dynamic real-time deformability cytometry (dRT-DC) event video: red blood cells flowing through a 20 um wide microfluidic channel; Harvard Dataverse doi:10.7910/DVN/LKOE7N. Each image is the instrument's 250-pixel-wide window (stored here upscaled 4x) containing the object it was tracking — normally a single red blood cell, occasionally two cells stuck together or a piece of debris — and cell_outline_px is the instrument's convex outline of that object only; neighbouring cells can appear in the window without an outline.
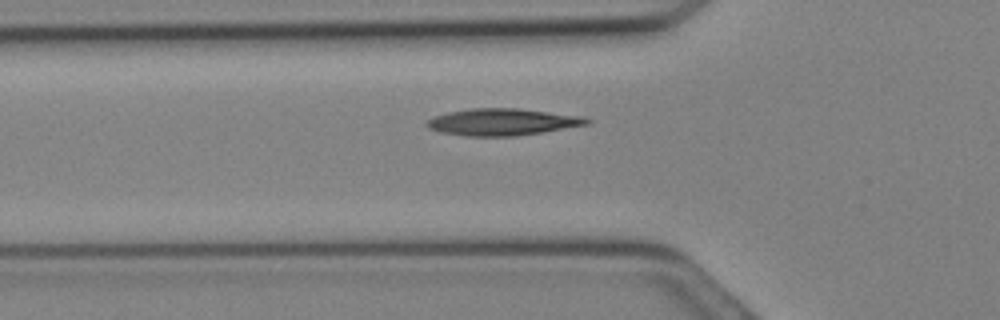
{"species": "Egyptian fruit bat (a non-hibernating species)", "species_latin": "Rousettus aegyptiacus", "temperature_condition": "cold", "stored_images_in_passage": 12, "camera_frame_rate_fps": 3000, "um_per_image_px": 0.085, "animal": {"sex": "female"}, "frame": {"image": 1, "passage_image": 2, "time_ms": 0.333, "image_size_px": [1000, 320], "cell_outline_px": [[592, 120], [588, 124], [544, 132], [516, 136], [464, 136], [440, 132], [428, 128], [424, 124], [432, 116], [448, 112], [472, 108], [520, 108], [584, 116]], "centroid_in_image_um": [42.7, 10.36], "position_along_channel_um": 83.1, "area_um2": 25.32}}
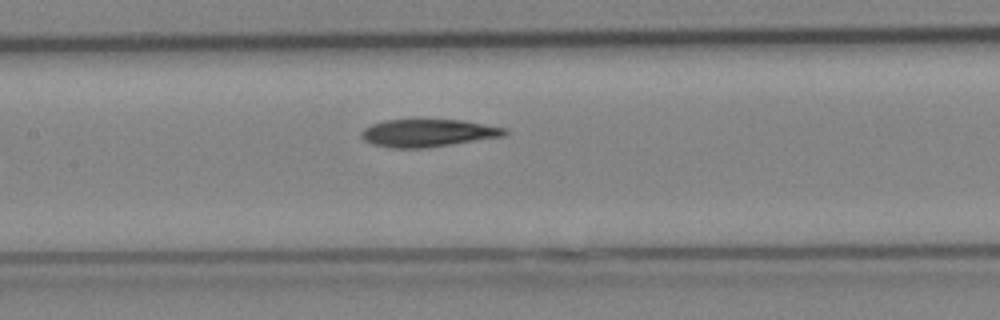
{"frame": {"image": 2, "passage_image": 6, "time_ms": 1.667, "image_size_px": [1000, 320], "cell_outline_px": [[508, 132], [504, 136], [424, 148], [388, 148], [372, 144], [364, 140], [360, 136], [360, 132], [364, 128], [372, 124], [384, 120], [464, 120], [508, 128]], "centroid_in_image_um": [36.36, 11.3], "position_along_channel_um": 171.0, "area_um2": 23.12}}
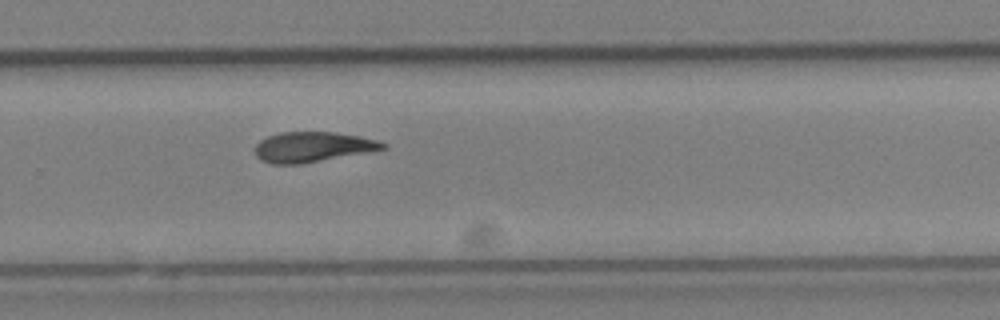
{"frame": {"image": 3, "passage_image": 12, "time_ms": 3.667, "image_size_px": [1000, 320], "cell_outline_px": [[388, 148], [300, 164], [272, 164], [260, 160], [256, 156], [256, 144], [260, 140], [268, 136], [280, 132], [332, 132], [360, 136], [376, 140], [388, 144]], "centroid_in_image_um": [26.55, 12.49], "position_along_channel_um": 303.2, "area_um2": 22.31}}